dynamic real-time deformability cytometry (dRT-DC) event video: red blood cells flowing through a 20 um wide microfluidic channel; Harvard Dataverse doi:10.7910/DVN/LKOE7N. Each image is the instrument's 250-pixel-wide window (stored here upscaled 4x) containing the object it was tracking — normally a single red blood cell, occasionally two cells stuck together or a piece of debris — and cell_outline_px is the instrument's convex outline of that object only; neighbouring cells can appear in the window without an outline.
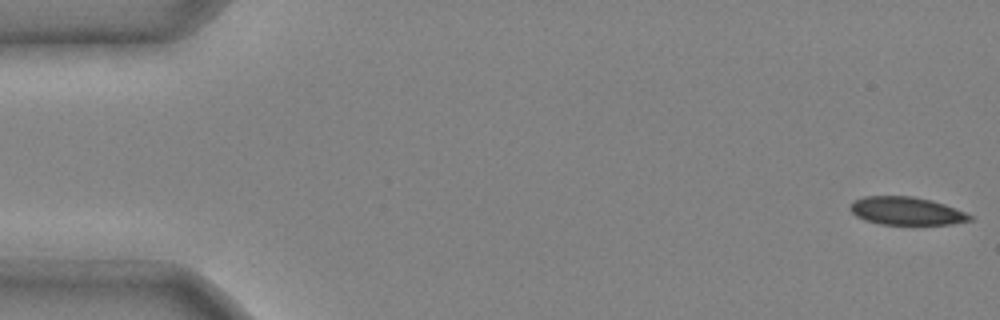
{"species": "common noctule bat (a hibernating species)", "species_latin": "Nyctalus noctula", "temperature_condition": "cold", "stored_images_in_passage": 4, "camera_frame_rate_fps": 3000, "um_per_image_px": 0.085, "animal": {"sex": "male", "body_mass_g": 20.4}, "frame": {"image": 1, "passage_image": 1, "time_ms": 0.0, "image_size_px": [1000, 320], "cell_outline_px": [[972, 220], [952, 224], [880, 224], [864, 220], [856, 216], [848, 208], [852, 200], [864, 196], [912, 196], [932, 200], [956, 208], [972, 216]], "centroid_in_image_um": [77.0, 17.92], "position_along_channel_um": 8.0, "area_um2": 19.59}}
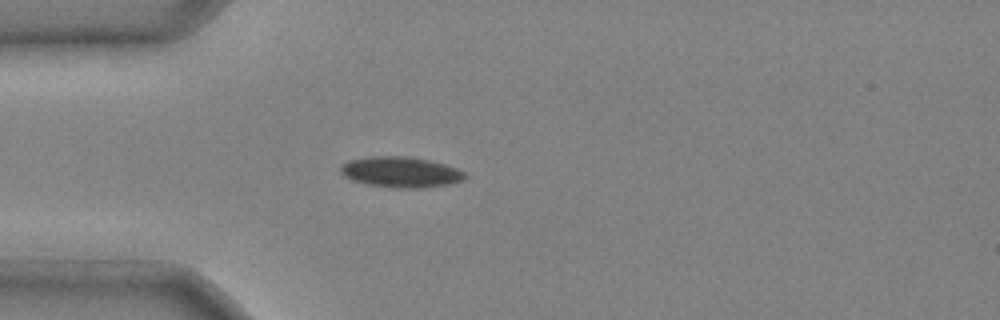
{"frame": {"image": 2, "passage_image": 4, "time_ms": 1.0, "image_size_px": [1000, 320], "cell_outline_px": [[468, 176], [464, 180], [448, 184], [420, 188], [396, 188], [368, 184], [352, 180], [344, 176], [340, 172], [340, 168], [348, 160], [372, 156], [404, 156], [428, 160], [444, 164], [456, 168], [464, 172]], "centroid_in_image_um": [34.07, 14.63], "position_along_channel_um": 50.9, "area_um2": 22.08}}